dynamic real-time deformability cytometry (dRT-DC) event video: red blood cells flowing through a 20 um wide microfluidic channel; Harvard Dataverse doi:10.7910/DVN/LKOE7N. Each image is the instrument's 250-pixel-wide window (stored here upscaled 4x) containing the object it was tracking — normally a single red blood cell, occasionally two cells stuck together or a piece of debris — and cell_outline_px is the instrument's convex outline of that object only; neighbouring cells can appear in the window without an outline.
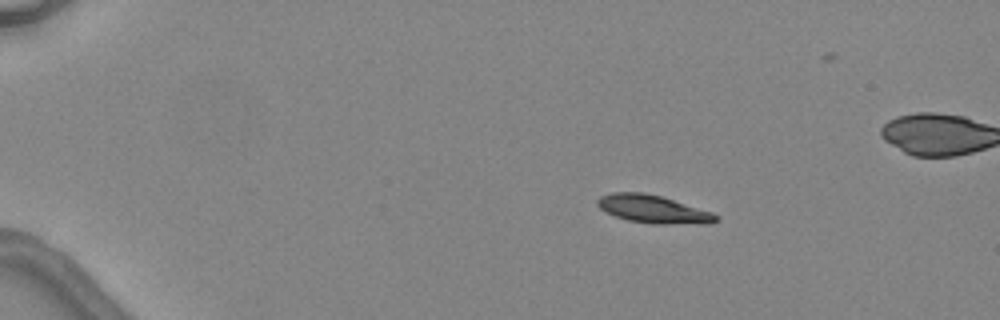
{"species": "common noctule bat (a hibernating species)", "species_latin": "Nyctalus noctula", "temperature_condition": "warm", "stored_images_in_passage": 5, "camera_frame_rate_fps": 3000, "um_per_image_px": 0.085, "animal": {"sex": "female", "body_mass_g": 24.6, "forearm_length_mm": 56.2}, "frame": {"image": 1, "passage_image": 2, "time_ms": 1.333, "image_size_px": [1000, 320], "cell_outline_px": [[720, 220], [712, 224], [652, 224], [628, 220], [616, 216], [600, 208], [596, 204], [596, 200], [600, 196], [612, 192], [644, 192], [660, 196], [712, 212], [720, 216]], "centroid_in_image_um": [55.56, 17.79], "position_along_channel_um": 29.4, "area_um2": 19.42}}